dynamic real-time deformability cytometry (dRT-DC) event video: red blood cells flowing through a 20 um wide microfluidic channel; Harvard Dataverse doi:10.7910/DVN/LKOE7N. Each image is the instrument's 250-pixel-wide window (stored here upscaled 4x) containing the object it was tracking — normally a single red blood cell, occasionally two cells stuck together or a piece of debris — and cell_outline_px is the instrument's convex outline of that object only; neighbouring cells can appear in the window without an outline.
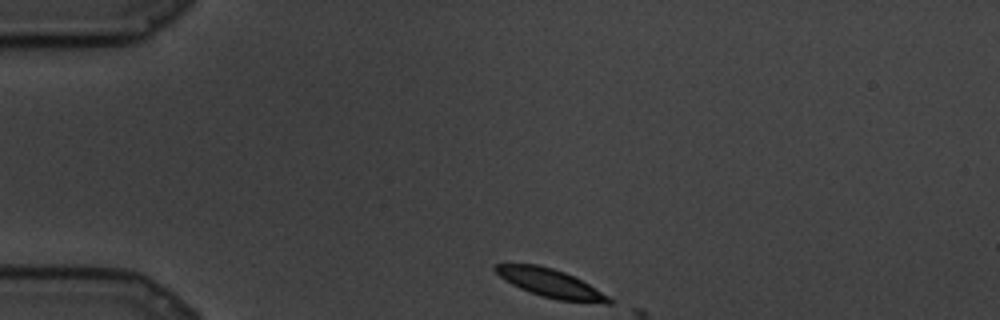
{"species": "common noctule bat (a hibernating species)", "species_latin": "Nyctalus noctula", "temperature_condition": "cold", "stored_images_in_passage": 3, "camera_frame_rate_fps": 3000, "um_per_image_px": 0.085, "animal": {"sex": "male", "body_mass_g": 19.5, "forearm_length_mm": 54.6}, "frame": {"image": 1, "passage_image": 1, "time_ms": 0.0, "image_size_px": [1000, 320], "cell_outline_px": [[612, 304], [604, 304], [556, 300], [540, 296], [520, 288], [512, 284], [500, 276], [492, 268], [496, 264], [540, 264], [564, 272], [588, 284], [608, 296], [612, 300]], "centroid_in_image_um": [46.8, 24.09], "position_along_channel_um": 38.2, "area_um2": 18.67}}